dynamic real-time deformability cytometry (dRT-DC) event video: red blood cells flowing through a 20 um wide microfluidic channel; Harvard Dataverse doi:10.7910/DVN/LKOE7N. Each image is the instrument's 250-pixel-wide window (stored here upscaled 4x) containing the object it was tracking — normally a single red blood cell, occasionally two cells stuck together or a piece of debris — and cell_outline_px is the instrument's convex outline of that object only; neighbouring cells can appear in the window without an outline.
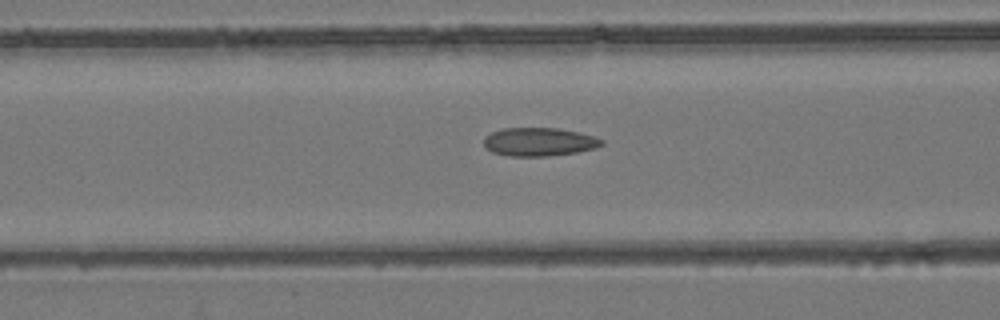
{"species": "common noctule bat (a hibernating species)", "species_latin": "Nyctalus noctula", "temperature_condition": "room temperature", "stored_images_in_passage": 41, "camera_frame_rate_fps": 3000, "um_per_image_px": 0.085, "animal": {"sex": "female", "body_mass_g": 24.6, "forearm_length_mm": 56.2}, "frame": {"image": 1, "passage_image": 9, "time_ms": 2.667, "image_size_px": [1000, 320], "cell_outline_px": [[604, 144], [596, 148], [576, 152], [548, 156], [508, 156], [492, 152], [484, 144], [484, 136], [492, 132], [504, 128], [556, 128], [580, 132], [604, 140]], "centroid_in_image_um": [45.83, 12.06], "position_along_channel_um": 120.8, "area_um2": 19.48}}
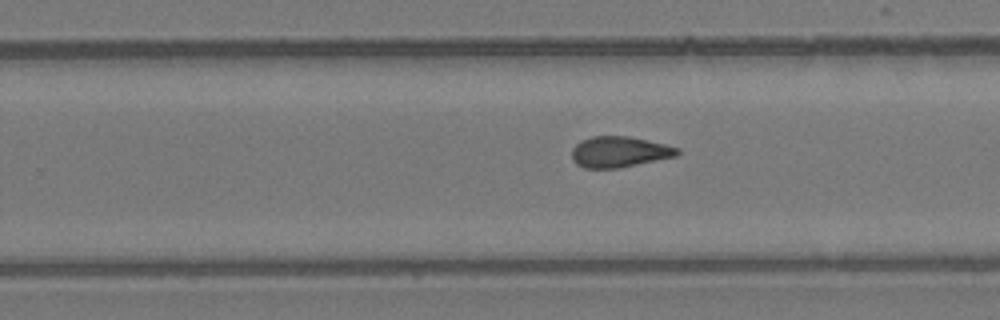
{"frame": {"image": 2, "passage_image": 21, "time_ms": 6.667, "image_size_px": [1000, 320], "cell_outline_px": [[680, 152], [676, 156], [616, 168], [584, 168], [576, 164], [572, 160], [572, 148], [580, 140], [592, 136], [628, 136], [648, 140], [680, 148]], "centroid_in_image_um": [52.61, 12.9], "position_along_channel_um": 277.2, "area_um2": 18.9}}
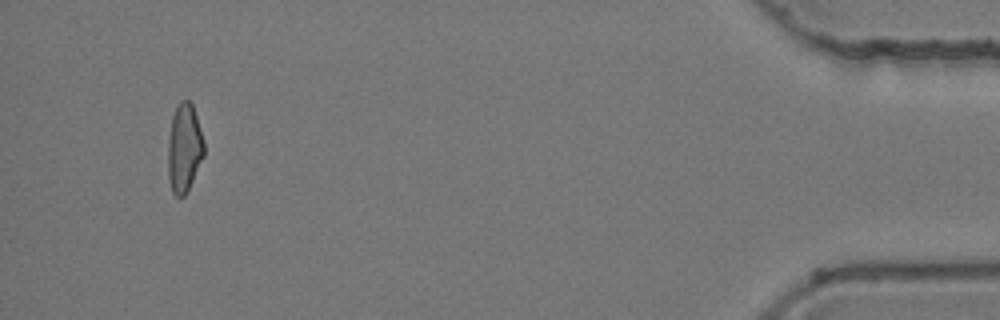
{"frame": {"image": 3, "passage_image": 38, "time_ms": 12.333, "image_size_px": [1000, 320], "cell_outline_px": [[204, 156], [184, 196], [176, 196], [172, 192], [168, 176], [168, 140], [172, 116], [180, 100], [188, 100], [192, 104], [204, 140]], "centroid_in_image_um": [15.65, 12.57], "position_along_channel_um": 419.5, "area_um2": 18.44}, "authors_computed_cell_mechanics": {"area_um2": 18.9006, "velocity_mm_per_s": 3.9193, "shape_relaxation_time_tau1_ms": null, "shape_relaxation_time_tau2_ms": 3.6007, "deformation_change_tau1": null, "deformation_change_tau2": 0.1023}}